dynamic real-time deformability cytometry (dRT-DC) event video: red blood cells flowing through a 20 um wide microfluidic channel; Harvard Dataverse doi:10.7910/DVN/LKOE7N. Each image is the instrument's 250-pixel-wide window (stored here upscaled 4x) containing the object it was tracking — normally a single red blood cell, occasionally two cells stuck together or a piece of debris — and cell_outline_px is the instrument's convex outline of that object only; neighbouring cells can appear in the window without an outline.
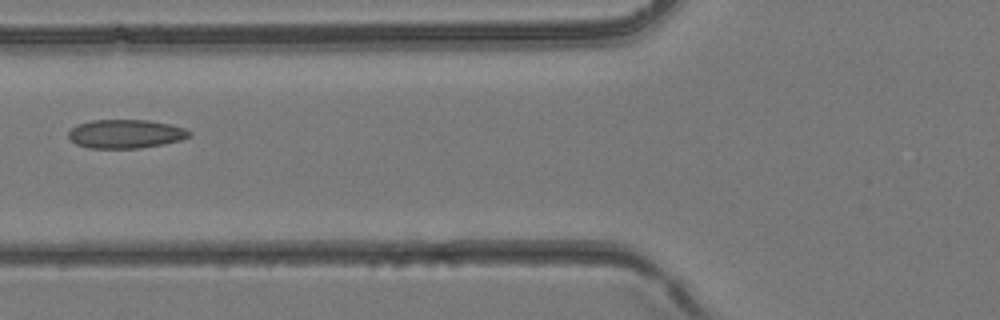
{"species": "common noctule bat (a hibernating species)", "species_latin": "Nyctalus noctula", "temperature_condition": "room temperature", "stored_images_in_passage": 5, "camera_frame_rate_fps": 3000, "um_per_image_px": 0.085, "animal": {"sex": "female", "body_mass_g": 24.6, "forearm_length_mm": 56.2}, "frame": {"image": 1, "passage_image": 5, "time_ms": 1.333, "image_size_px": [1000, 320], "cell_outline_px": [[192, 136], [180, 140], [164, 144], [140, 148], [88, 148], [76, 144], [68, 136], [68, 132], [76, 124], [92, 120], [148, 120], [168, 124], [184, 128], [192, 132]], "centroid_in_image_um": [10.68, 11.38], "position_along_channel_um": 115.1, "area_um2": 20.29}}